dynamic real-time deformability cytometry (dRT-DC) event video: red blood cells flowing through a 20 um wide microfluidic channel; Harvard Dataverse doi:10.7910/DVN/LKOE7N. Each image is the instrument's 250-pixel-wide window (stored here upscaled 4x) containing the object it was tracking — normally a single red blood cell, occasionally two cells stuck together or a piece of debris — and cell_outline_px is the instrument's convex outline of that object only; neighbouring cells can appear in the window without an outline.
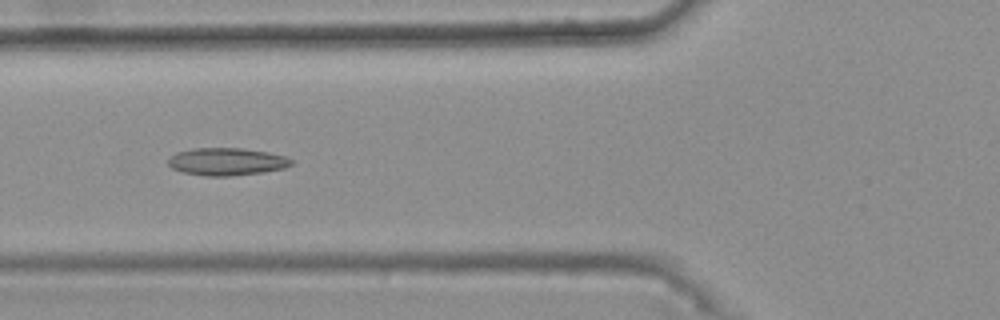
{"species": "common noctule bat (a hibernating species)", "species_latin": "Nyctalus noctula", "temperature_condition": "warm", "stored_images_in_passage": 47, "camera_frame_rate_fps": 3000, "um_per_image_px": 0.085, "animal": {"sex": "female", "body_mass_g": 25.1}, "frame": {"image": 1, "passage_image": 21, "time_ms": 6.667, "image_size_px": [1000, 320], "cell_outline_px": [[292, 164], [284, 168], [264, 172], [228, 176], [204, 176], [184, 172], [172, 168], [168, 164], [168, 160], [176, 152], [196, 148], [240, 148], [268, 152], [284, 156], [292, 160]], "centroid_in_image_um": [19.27, 13.74], "position_along_channel_um": 106.5, "area_um2": 19.59}, "authors_computed_cell_mechanics": {"area_um2": 18.785, "velocity_mm_per_s": 3.7608, "shape_relaxation_time_tau1_ms": null, "shape_relaxation_time_tau2_ms": 2.1148, "deformation_change_tau1": null, "deformation_change_tau2": 0.1041}}